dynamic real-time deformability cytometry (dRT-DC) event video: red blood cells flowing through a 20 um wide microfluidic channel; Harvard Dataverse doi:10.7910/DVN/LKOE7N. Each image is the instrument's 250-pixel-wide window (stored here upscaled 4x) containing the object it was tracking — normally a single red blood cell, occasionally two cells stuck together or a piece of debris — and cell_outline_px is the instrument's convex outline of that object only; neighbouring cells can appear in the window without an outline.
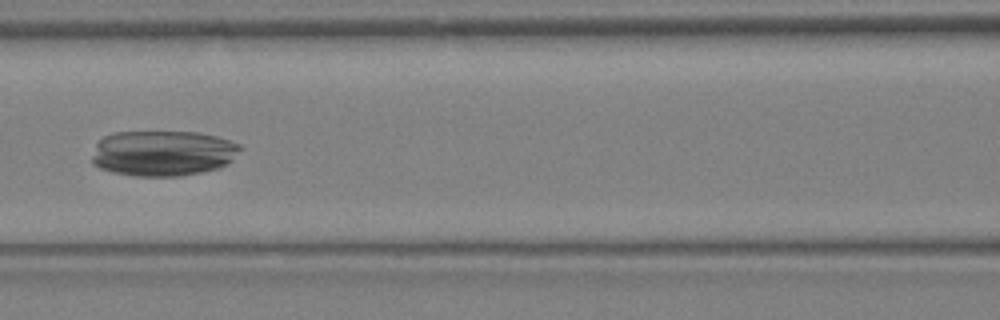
{"species": "Egyptian fruit bat (a non-hibernating species)", "species_latin": "Rousettus aegyptiacus", "temperature_condition": "warm", "stored_images_in_passage": 16, "camera_frame_rate_fps": 3000, "um_per_image_px": 0.085, "animal": {"sex": "female"}, "frame": {"image": 1, "passage_image": 9, "time_ms": 2.667, "image_size_px": [1000, 320], "cell_outline_px": [[240, 148], [232, 160], [216, 168], [200, 172], [180, 176], [136, 176], [112, 172], [100, 168], [92, 164], [92, 156], [96, 144], [104, 136], [112, 132], [200, 132], [216, 136], [240, 144]], "centroid_in_image_um": [13.8, 13.01], "position_along_channel_um": 152.8, "area_um2": 39.25}}
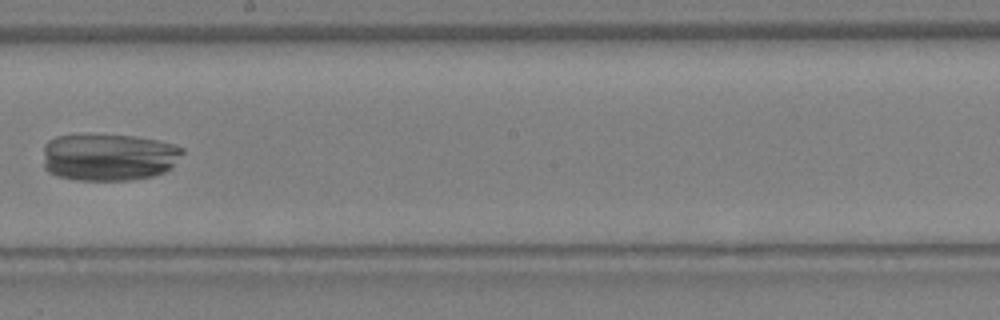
{"frame": {"image": 2, "passage_image": 13, "time_ms": 4.0, "image_size_px": [1000, 320], "cell_outline_px": [[184, 152], [172, 168], [164, 172], [152, 176], [128, 180], [76, 180], [56, 176], [48, 172], [44, 168], [44, 144], [48, 140], [56, 136], [136, 136], [156, 140], [172, 144], [184, 148]], "centroid_in_image_um": [9.24, 13.38], "position_along_channel_um": 239.0, "area_um2": 38.26}}
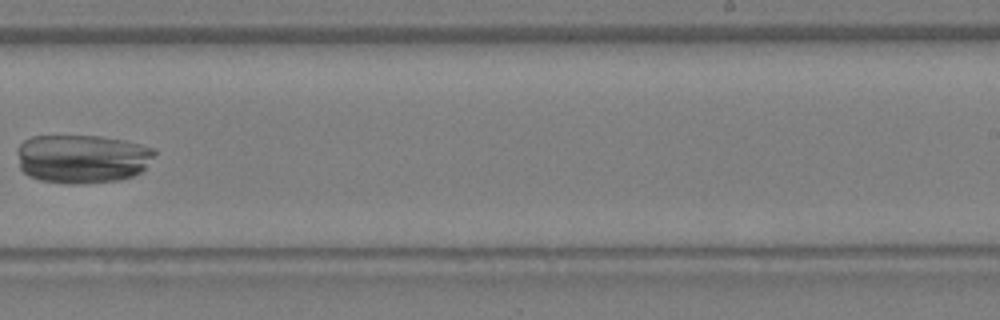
{"frame": {"image": 3, "passage_image": 15, "time_ms": 4.667, "image_size_px": [1000, 320], "cell_outline_px": [[156, 152], [144, 168], [140, 172], [132, 176], [120, 180], [76, 184], [68, 184], [40, 180], [28, 176], [20, 168], [16, 152], [16, 148], [24, 140], [32, 136], [100, 136], [124, 140], [140, 144], [152, 148]], "centroid_in_image_um": [6.94, 13.49], "position_along_channel_um": 282.1, "area_um2": 39.13}}